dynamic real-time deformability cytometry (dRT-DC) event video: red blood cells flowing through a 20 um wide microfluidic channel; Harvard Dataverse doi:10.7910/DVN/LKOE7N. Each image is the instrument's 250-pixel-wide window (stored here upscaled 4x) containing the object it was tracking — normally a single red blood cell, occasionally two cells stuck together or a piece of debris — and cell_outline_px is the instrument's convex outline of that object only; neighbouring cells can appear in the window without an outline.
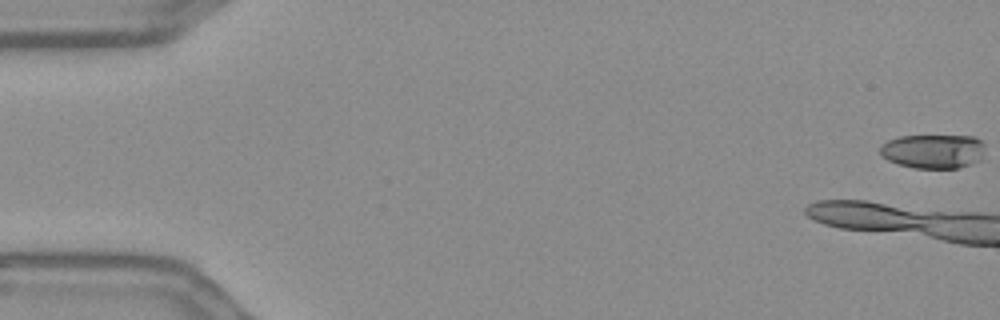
{"species": "Egyptian fruit bat (a non-hibernating species)", "species_latin": "Rousettus aegyptiacus", "temperature_condition": "warm", "stored_images_in_passage": 11, "camera_frame_rate_fps": 3000, "um_per_image_px": 0.085, "frame": {"image": 1, "passage_image": 1, "time_ms": 0.0, "image_size_px": [1000, 320], "cell_outline_px": [[984, 152], [980, 160], [972, 164], [960, 168], [912, 168], [896, 164], [888, 160], [880, 152], [880, 148], [888, 140], [900, 136], [972, 136], [980, 140], [984, 144]], "centroid_in_image_um": [79.35, 12.87], "position_along_channel_um": 5.7, "area_um2": 20.98}}